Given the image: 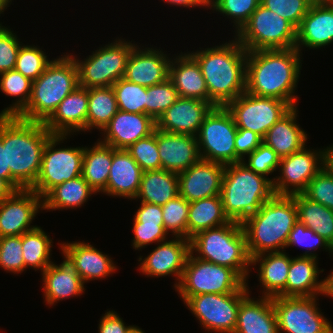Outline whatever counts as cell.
I'll use <instances>...</instances> for the list:
<instances>
[{"label":"cell","instance_id":"obj_50","mask_svg":"<svg viewBox=\"0 0 333 333\" xmlns=\"http://www.w3.org/2000/svg\"><path fill=\"white\" fill-rule=\"evenodd\" d=\"M0 267L14 274L24 271L21 235L0 237Z\"/></svg>","mask_w":333,"mask_h":333},{"label":"cell","instance_id":"obj_21","mask_svg":"<svg viewBox=\"0 0 333 333\" xmlns=\"http://www.w3.org/2000/svg\"><path fill=\"white\" fill-rule=\"evenodd\" d=\"M155 128L156 122L147 114L118 110L102 130L104 139H101L100 142L115 149L127 150L139 139L152 134Z\"/></svg>","mask_w":333,"mask_h":333},{"label":"cell","instance_id":"obj_39","mask_svg":"<svg viewBox=\"0 0 333 333\" xmlns=\"http://www.w3.org/2000/svg\"><path fill=\"white\" fill-rule=\"evenodd\" d=\"M115 93L110 87L88 89L87 130L102 131L118 111Z\"/></svg>","mask_w":333,"mask_h":333},{"label":"cell","instance_id":"obj_53","mask_svg":"<svg viewBox=\"0 0 333 333\" xmlns=\"http://www.w3.org/2000/svg\"><path fill=\"white\" fill-rule=\"evenodd\" d=\"M21 43L11 29L0 25V74L14 70Z\"/></svg>","mask_w":333,"mask_h":333},{"label":"cell","instance_id":"obj_55","mask_svg":"<svg viewBox=\"0 0 333 333\" xmlns=\"http://www.w3.org/2000/svg\"><path fill=\"white\" fill-rule=\"evenodd\" d=\"M263 138L246 129H238L235 136L236 155L241 160H246L245 156L251 154L261 143Z\"/></svg>","mask_w":333,"mask_h":333},{"label":"cell","instance_id":"obj_44","mask_svg":"<svg viewBox=\"0 0 333 333\" xmlns=\"http://www.w3.org/2000/svg\"><path fill=\"white\" fill-rule=\"evenodd\" d=\"M161 207L165 230L175 237L187 238L190 202L178 195Z\"/></svg>","mask_w":333,"mask_h":333},{"label":"cell","instance_id":"obj_2","mask_svg":"<svg viewBox=\"0 0 333 333\" xmlns=\"http://www.w3.org/2000/svg\"><path fill=\"white\" fill-rule=\"evenodd\" d=\"M52 135L42 122L2 116V143L10 168V185L16 191L35 184L44 148Z\"/></svg>","mask_w":333,"mask_h":333},{"label":"cell","instance_id":"obj_43","mask_svg":"<svg viewBox=\"0 0 333 333\" xmlns=\"http://www.w3.org/2000/svg\"><path fill=\"white\" fill-rule=\"evenodd\" d=\"M178 98L179 94L169 78L162 83L149 86L146 94V114L157 122Z\"/></svg>","mask_w":333,"mask_h":333},{"label":"cell","instance_id":"obj_26","mask_svg":"<svg viewBox=\"0 0 333 333\" xmlns=\"http://www.w3.org/2000/svg\"><path fill=\"white\" fill-rule=\"evenodd\" d=\"M333 43V3L313 4L296 29V46L319 49Z\"/></svg>","mask_w":333,"mask_h":333},{"label":"cell","instance_id":"obj_22","mask_svg":"<svg viewBox=\"0 0 333 333\" xmlns=\"http://www.w3.org/2000/svg\"><path fill=\"white\" fill-rule=\"evenodd\" d=\"M159 50L153 47L141 49L136 44L127 61L124 78L144 87L164 82L169 76L171 58Z\"/></svg>","mask_w":333,"mask_h":333},{"label":"cell","instance_id":"obj_4","mask_svg":"<svg viewBox=\"0 0 333 333\" xmlns=\"http://www.w3.org/2000/svg\"><path fill=\"white\" fill-rule=\"evenodd\" d=\"M298 222L294 195H273L241 224L250 258L285 251L289 233Z\"/></svg>","mask_w":333,"mask_h":333},{"label":"cell","instance_id":"obj_23","mask_svg":"<svg viewBox=\"0 0 333 333\" xmlns=\"http://www.w3.org/2000/svg\"><path fill=\"white\" fill-rule=\"evenodd\" d=\"M88 88L78 86L58 105L53 114L44 122L45 128L53 135H72L87 131Z\"/></svg>","mask_w":333,"mask_h":333},{"label":"cell","instance_id":"obj_52","mask_svg":"<svg viewBox=\"0 0 333 333\" xmlns=\"http://www.w3.org/2000/svg\"><path fill=\"white\" fill-rule=\"evenodd\" d=\"M247 160H242L249 169L257 174L267 176L277 171L281 158L265 143H261L251 154L247 155Z\"/></svg>","mask_w":333,"mask_h":333},{"label":"cell","instance_id":"obj_10","mask_svg":"<svg viewBox=\"0 0 333 333\" xmlns=\"http://www.w3.org/2000/svg\"><path fill=\"white\" fill-rule=\"evenodd\" d=\"M135 45L116 38L114 42L99 47L83 61L71 54L77 65L79 86L88 89L110 87L124 78L127 61Z\"/></svg>","mask_w":333,"mask_h":333},{"label":"cell","instance_id":"obj_17","mask_svg":"<svg viewBox=\"0 0 333 333\" xmlns=\"http://www.w3.org/2000/svg\"><path fill=\"white\" fill-rule=\"evenodd\" d=\"M39 209H43L42 197L31 189L17 190L3 199L0 202V237L20 236L36 228L31 223Z\"/></svg>","mask_w":333,"mask_h":333},{"label":"cell","instance_id":"obj_14","mask_svg":"<svg viewBox=\"0 0 333 333\" xmlns=\"http://www.w3.org/2000/svg\"><path fill=\"white\" fill-rule=\"evenodd\" d=\"M317 298L273 297L278 333H333V325L317 306Z\"/></svg>","mask_w":333,"mask_h":333},{"label":"cell","instance_id":"obj_32","mask_svg":"<svg viewBox=\"0 0 333 333\" xmlns=\"http://www.w3.org/2000/svg\"><path fill=\"white\" fill-rule=\"evenodd\" d=\"M291 257L287 253L267 252L251 258V266L259 265L258 279L264 297H286V282Z\"/></svg>","mask_w":333,"mask_h":333},{"label":"cell","instance_id":"obj_38","mask_svg":"<svg viewBox=\"0 0 333 333\" xmlns=\"http://www.w3.org/2000/svg\"><path fill=\"white\" fill-rule=\"evenodd\" d=\"M298 221L327 240L333 247V210L312 201L303 193L295 194Z\"/></svg>","mask_w":333,"mask_h":333},{"label":"cell","instance_id":"obj_40","mask_svg":"<svg viewBox=\"0 0 333 333\" xmlns=\"http://www.w3.org/2000/svg\"><path fill=\"white\" fill-rule=\"evenodd\" d=\"M21 238L24 270L31 267L35 271L40 269L42 273L52 263L50 256L53 240L38 226L23 233Z\"/></svg>","mask_w":333,"mask_h":333},{"label":"cell","instance_id":"obj_48","mask_svg":"<svg viewBox=\"0 0 333 333\" xmlns=\"http://www.w3.org/2000/svg\"><path fill=\"white\" fill-rule=\"evenodd\" d=\"M293 245L307 248L306 251L302 254V256L318 258V254L314 252L315 249L318 250L320 247H323L322 249H325L326 251H329V253L333 254V247L327 240L319 236L312 229L307 228L299 221L294 225L293 229L289 233L286 248L289 246L293 247Z\"/></svg>","mask_w":333,"mask_h":333},{"label":"cell","instance_id":"obj_49","mask_svg":"<svg viewBox=\"0 0 333 333\" xmlns=\"http://www.w3.org/2000/svg\"><path fill=\"white\" fill-rule=\"evenodd\" d=\"M303 194L333 210V173L326 165L310 180Z\"/></svg>","mask_w":333,"mask_h":333},{"label":"cell","instance_id":"obj_19","mask_svg":"<svg viewBox=\"0 0 333 333\" xmlns=\"http://www.w3.org/2000/svg\"><path fill=\"white\" fill-rule=\"evenodd\" d=\"M225 166L200 159L178 174L179 195L188 202L218 196Z\"/></svg>","mask_w":333,"mask_h":333},{"label":"cell","instance_id":"obj_1","mask_svg":"<svg viewBox=\"0 0 333 333\" xmlns=\"http://www.w3.org/2000/svg\"><path fill=\"white\" fill-rule=\"evenodd\" d=\"M300 54L296 48L248 51L246 92L297 106L298 96L294 92L302 66Z\"/></svg>","mask_w":333,"mask_h":333},{"label":"cell","instance_id":"obj_24","mask_svg":"<svg viewBox=\"0 0 333 333\" xmlns=\"http://www.w3.org/2000/svg\"><path fill=\"white\" fill-rule=\"evenodd\" d=\"M60 245L63 256L77 271L84 284L93 279H105L117 270L112 258L88 242H64Z\"/></svg>","mask_w":333,"mask_h":333},{"label":"cell","instance_id":"obj_45","mask_svg":"<svg viewBox=\"0 0 333 333\" xmlns=\"http://www.w3.org/2000/svg\"><path fill=\"white\" fill-rule=\"evenodd\" d=\"M45 52L37 46L21 45L14 70L20 72L31 81L36 80L52 61Z\"/></svg>","mask_w":333,"mask_h":333},{"label":"cell","instance_id":"obj_57","mask_svg":"<svg viewBox=\"0 0 333 333\" xmlns=\"http://www.w3.org/2000/svg\"><path fill=\"white\" fill-rule=\"evenodd\" d=\"M140 203L141 206L134 214V218L138 222L150 225H164L161 206L145 202Z\"/></svg>","mask_w":333,"mask_h":333},{"label":"cell","instance_id":"obj_34","mask_svg":"<svg viewBox=\"0 0 333 333\" xmlns=\"http://www.w3.org/2000/svg\"><path fill=\"white\" fill-rule=\"evenodd\" d=\"M179 195L178 174L164 169L143 171L139 192L141 202L165 205Z\"/></svg>","mask_w":333,"mask_h":333},{"label":"cell","instance_id":"obj_37","mask_svg":"<svg viewBox=\"0 0 333 333\" xmlns=\"http://www.w3.org/2000/svg\"><path fill=\"white\" fill-rule=\"evenodd\" d=\"M230 220L225 215L221 196H213L190 202L188 212L187 239L197 233L218 227Z\"/></svg>","mask_w":333,"mask_h":333},{"label":"cell","instance_id":"obj_7","mask_svg":"<svg viewBox=\"0 0 333 333\" xmlns=\"http://www.w3.org/2000/svg\"><path fill=\"white\" fill-rule=\"evenodd\" d=\"M190 252L198 259L234 269L248 280L251 258L240 222L230 220L197 233L190 239Z\"/></svg>","mask_w":333,"mask_h":333},{"label":"cell","instance_id":"obj_15","mask_svg":"<svg viewBox=\"0 0 333 333\" xmlns=\"http://www.w3.org/2000/svg\"><path fill=\"white\" fill-rule=\"evenodd\" d=\"M231 113L236 127L255 132L262 138L292 106L273 97H259L246 91L226 106Z\"/></svg>","mask_w":333,"mask_h":333},{"label":"cell","instance_id":"obj_5","mask_svg":"<svg viewBox=\"0 0 333 333\" xmlns=\"http://www.w3.org/2000/svg\"><path fill=\"white\" fill-rule=\"evenodd\" d=\"M272 182L242 162L226 165L220 193L225 215L242 223L255 214L274 195Z\"/></svg>","mask_w":333,"mask_h":333},{"label":"cell","instance_id":"obj_41","mask_svg":"<svg viewBox=\"0 0 333 333\" xmlns=\"http://www.w3.org/2000/svg\"><path fill=\"white\" fill-rule=\"evenodd\" d=\"M32 89V81L16 70L0 74V91L6 96H13L15 102L3 109L0 116H17L28 104Z\"/></svg>","mask_w":333,"mask_h":333},{"label":"cell","instance_id":"obj_3","mask_svg":"<svg viewBox=\"0 0 333 333\" xmlns=\"http://www.w3.org/2000/svg\"><path fill=\"white\" fill-rule=\"evenodd\" d=\"M247 52L236 38L220 46L188 52L201 69L208 102L213 107H225L246 91Z\"/></svg>","mask_w":333,"mask_h":333},{"label":"cell","instance_id":"obj_27","mask_svg":"<svg viewBox=\"0 0 333 333\" xmlns=\"http://www.w3.org/2000/svg\"><path fill=\"white\" fill-rule=\"evenodd\" d=\"M143 170L125 149L113 148L112 165L103 194L135 200Z\"/></svg>","mask_w":333,"mask_h":333},{"label":"cell","instance_id":"obj_16","mask_svg":"<svg viewBox=\"0 0 333 333\" xmlns=\"http://www.w3.org/2000/svg\"><path fill=\"white\" fill-rule=\"evenodd\" d=\"M326 150H310L303 147L300 151L281 158L280 176L273 179L275 195L292 196L303 193L310 180L325 166Z\"/></svg>","mask_w":333,"mask_h":333},{"label":"cell","instance_id":"obj_12","mask_svg":"<svg viewBox=\"0 0 333 333\" xmlns=\"http://www.w3.org/2000/svg\"><path fill=\"white\" fill-rule=\"evenodd\" d=\"M67 137L52 135L46 143L39 176L30 188L42 198L52 188L82 175L84 147L55 148Z\"/></svg>","mask_w":333,"mask_h":333},{"label":"cell","instance_id":"obj_11","mask_svg":"<svg viewBox=\"0 0 333 333\" xmlns=\"http://www.w3.org/2000/svg\"><path fill=\"white\" fill-rule=\"evenodd\" d=\"M237 131L238 128L227 108L213 107L205 116L196 135L200 158L224 166L242 162L235 151Z\"/></svg>","mask_w":333,"mask_h":333},{"label":"cell","instance_id":"obj_33","mask_svg":"<svg viewBox=\"0 0 333 333\" xmlns=\"http://www.w3.org/2000/svg\"><path fill=\"white\" fill-rule=\"evenodd\" d=\"M297 106L292 107L266 133L263 143L271 147L280 158L287 157L307 146V134L297 122Z\"/></svg>","mask_w":333,"mask_h":333},{"label":"cell","instance_id":"obj_31","mask_svg":"<svg viewBox=\"0 0 333 333\" xmlns=\"http://www.w3.org/2000/svg\"><path fill=\"white\" fill-rule=\"evenodd\" d=\"M318 258L298 256L291 259L286 282V297L324 296L325 279L319 280Z\"/></svg>","mask_w":333,"mask_h":333},{"label":"cell","instance_id":"obj_13","mask_svg":"<svg viewBox=\"0 0 333 333\" xmlns=\"http://www.w3.org/2000/svg\"><path fill=\"white\" fill-rule=\"evenodd\" d=\"M248 293L250 292L206 293L195 296H181V298L204 329L215 333H233L240 303Z\"/></svg>","mask_w":333,"mask_h":333},{"label":"cell","instance_id":"obj_56","mask_svg":"<svg viewBox=\"0 0 333 333\" xmlns=\"http://www.w3.org/2000/svg\"><path fill=\"white\" fill-rule=\"evenodd\" d=\"M122 319L115 311H107L100 319L98 333H131L137 327L127 326Z\"/></svg>","mask_w":333,"mask_h":333},{"label":"cell","instance_id":"obj_60","mask_svg":"<svg viewBox=\"0 0 333 333\" xmlns=\"http://www.w3.org/2000/svg\"><path fill=\"white\" fill-rule=\"evenodd\" d=\"M16 190L5 180L0 178V202L11 196Z\"/></svg>","mask_w":333,"mask_h":333},{"label":"cell","instance_id":"obj_59","mask_svg":"<svg viewBox=\"0 0 333 333\" xmlns=\"http://www.w3.org/2000/svg\"><path fill=\"white\" fill-rule=\"evenodd\" d=\"M166 3H170L171 5H178L183 7H198L204 6L209 7V0H164Z\"/></svg>","mask_w":333,"mask_h":333},{"label":"cell","instance_id":"obj_9","mask_svg":"<svg viewBox=\"0 0 333 333\" xmlns=\"http://www.w3.org/2000/svg\"><path fill=\"white\" fill-rule=\"evenodd\" d=\"M234 38L247 51L290 49L296 46V28L260 3Z\"/></svg>","mask_w":333,"mask_h":333},{"label":"cell","instance_id":"obj_8","mask_svg":"<svg viewBox=\"0 0 333 333\" xmlns=\"http://www.w3.org/2000/svg\"><path fill=\"white\" fill-rule=\"evenodd\" d=\"M175 289L180 296L249 291L248 283L234 269L198 259L191 252Z\"/></svg>","mask_w":333,"mask_h":333},{"label":"cell","instance_id":"obj_62","mask_svg":"<svg viewBox=\"0 0 333 333\" xmlns=\"http://www.w3.org/2000/svg\"><path fill=\"white\" fill-rule=\"evenodd\" d=\"M330 146L329 147L327 146V148H325L326 150L325 165L333 173V145Z\"/></svg>","mask_w":333,"mask_h":333},{"label":"cell","instance_id":"obj_65","mask_svg":"<svg viewBox=\"0 0 333 333\" xmlns=\"http://www.w3.org/2000/svg\"><path fill=\"white\" fill-rule=\"evenodd\" d=\"M131 333H144V331L137 326Z\"/></svg>","mask_w":333,"mask_h":333},{"label":"cell","instance_id":"obj_63","mask_svg":"<svg viewBox=\"0 0 333 333\" xmlns=\"http://www.w3.org/2000/svg\"><path fill=\"white\" fill-rule=\"evenodd\" d=\"M12 0H0V14L3 13L8 5L11 4Z\"/></svg>","mask_w":333,"mask_h":333},{"label":"cell","instance_id":"obj_30","mask_svg":"<svg viewBox=\"0 0 333 333\" xmlns=\"http://www.w3.org/2000/svg\"><path fill=\"white\" fill-rule=\"evenodd\" d=\"M171 58L169 76L179 97L208 102V89L197 61L187 52Z\"/></svg>","mask_w":333,"mask_h":333},{"label":"cell","instance_id":"obj_20","mask_svg":"<svg viewBox=\"0 0 333 333\" xmlns=\"http://www.w3.org/2000/svg\"><path fill=\"white\" fill-rule=\"evenodd\" d=\"M213 106L206 101L179 97L157 120L156 128L175 134L195 136Z\"/></svg>","mask_w":333,"mask_h":333},{"label":"cell","instance_id":"obj_25","mask_svg":"<svg viewBox=\"0 0 333 333\" xmlns=\"http://www.w3.org/2000/svg\"><path fill=\"white\" fill-rule=\"evenodd\" d=\"M157 145L161 169L170 172L179 174L201 159L197 138L192 135L168 133L157 129Z\"/></svg>","mask_w":333,"mask_h":333},{"label":"cell","instance_id":"obj_54","mask_svg":"<svg viewBox=\"0 0 333 333\" xmlns=\"http://www.w3.org/2000/svg\"><path fill=\"white\" fill-rule=\"evenodd\" d=\"M133 233L134 239L132 240V246L135 250L144 248L152 243H158L166 241L169 234L164 225H150L138 222L133 218Z\"/></svg>","mask_w":333,"mask_h":333},{"label":"cell","instance_id":"obj_42","mask_svg":"<svg viewBox=\"0 0 333 333\" xmlns=\"http://www.w3.org/2000/svg\"><path fill=\"white\" fill-rule=\"evenodd\" d=\"M118 109L129 113L146 114L147 87L120 78L112 85Z\"/></svg>","mask_w":333,"mask_h":333},{"label":"cell","instance_id":"obj_35","mask_svg":"<svg viewBox=\"0 0 333 333\" xmlns=\"http://www.w3.org/2000/svg\"><path fill=\"white\" fill-rule=\"evenodd\" d=\"M96 143L92 148L84 147L82 177L96 193H102L109 178L113 147L100 142L99 139Z\"/></svg>","mask_w":333,"mask_h":333},{"label":"cell","instance_id":"obj_51","mask_svg":"<svg viewBox=\"0 0 333 333\" xmlns=\"http://www.w3.org/2000/svg\"><path fill=\"white\" fill-rule=\"evenodd\" d=\"M260 3L289 21L296 29L312 5L308 0H260Z\"/></svg>","mask_w":333,"mask_h":333},{"label":"cell","instance_id":"obj_36","mask_svg":"<svg viewBox=\"0 0 333 333\" xmlns=\"http://www.w3.org/2000/svg\"><path fill=\"white\" fill-rule=\"evenodd\" d=\"M96 192L89 186L82 175L65 181L52 188L43 198L42 210H62L79 208Z\"/></svg>","mask_w":333,"mask_h":333},{"label":"cell","instance_id":"obj_58","mask_svg":"<svg viewBox=\"0 0 333 333\" xmlns=\"http://www.w3.org/2000/svg\"><path fill=\"white\" fill-rule=\"evenodd\" d=\"M0 178L10 184V168L7 166L6 148L2 143V116H0Z\"/></svg>","mask_w":333,"mask_h":333},{"label":"cell","instance_id":"obj_64","mask_svg":"<svg viewBox=\"0 0 333 333\" xmlns=\"http://www.w3.org/2000/svg\"><path fill=\"white\" fill-rule=\"evenodd\" d=\"M312 5L313 4H331L333 0H308Z\"/></svg>","mask_w":333,"mask_h":333},{"label":"cell","instance_id":"obj_46","mask_svg":"<svg viewBox=\"0 0 333 333\" xmlns=\"http://www.w3.org/2000/svg\"><path fill=\"white\" fill-rule=\"evenodd\" d=\"M260 5V0H209V8L232 19L235 33L249 20ZM225 14V15H224Z\"/></svg>","mask_w":333,"mask_h":333},{"label":"cell","instance_id":"obj_61","mask_svg":"<svg viewBox=\"0 0 333 333\" xmlns=\"http://www.w3.org/2000/svg\"><path fill=\"white\" fill-rule=\"evenodd\" d=\"M325 279V296H330L333 299V271Z\"/></svg>","mask_w":333,"mask_h":333},{"label":"cell","instance_id":"obj_29","mask_svg":"<svg viewBox=\"0 0 333 333\" xmlns=\"http://www.w3.org/2000/svg\"><path fill=\"white\" fill-rule=\"evenodd\" d=\"M42 276L44 301L49 306L71 296H80L85 291L81 277L65 257L59 265L52 262L42 272Z\"/></svg>","mask_w":333,"mask_h":333},{"label":"cell","instance_id":"obj_6","mask_svg":"<svg viewBox=\"0 0 333 333\" xmlns=\"http://www.w3.org/2000/svg\"><path fill=\"white\" fill-rule=\"evenodd\" d=\"M79 86L78 69L70 54L52 60L45 71L32 81L27 106L16 116L44 123L60 102Z\"/></svg>","mask_w":333,"mask_h":333},{"label":"cell","instance_id":"obj_18","mask_svg":"<svg viewBox=\"0 0 333 333\" xmlns=\"http://www.w3.org/2000/svg\"><path fill=\"white\" fill-rule=\"evenodd\" d=\"M190 254V240L184 237H175L172 240L160 242L159 245L144 259L139 257V270L148 277L174 276L180 282L185 264Z\"/></svg>","mask_w":333,"mask_h":333},{"label":"cell","instance_id":"obj_47","mask_svg":"<svg viewBox=\"0 0 333 333\" xmlns=\"http://www.w3.org/2000/svg\"><path fill=\"white\" fill-rule=\"evenodd\" d=\"M127 151L143 171L161 169L157 145V128L149 136L133 143Z\"/></svg>","mask_w":333,"mask_h":333},{"label":"cell","instance_id":"obj_28","mask_svg":"<svg viewBox=\"0 0 333 333\" xmlns=\"http://www.w3.org/2000/svg\"><path fill=\"white\" fill-rule=\"evenodd\" d=\"M248 293L241 301L233 333H278L272 298H250Z\"/></svg>","mask_w":333,"mask_h":333}]
</instances>
